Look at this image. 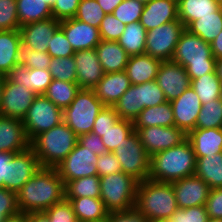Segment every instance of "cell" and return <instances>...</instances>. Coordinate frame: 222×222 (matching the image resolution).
<instances>
[{"instance_id": "1", "label": "cell", "mask_w": 222, "mask_h": 222, "mask_svg": "<svg viewBox=\"0 0 222 222\" xmlns=\"http://www.w3.org/2000/svg\"><path fill=\"white\" fill-rule=\"evenodd\" d=\"M19 212H41L65 199V184L56 168L41 167L16 192Z\"/></svg>"}, {"instance_id": "2", "label": "cell", "mask_w": 222, "mask_h": 222, "mask_svg": "<svg viewBox=\"0 0 222 222\" xmlns=\"http://www.w3.org/2000/svg\"><path fill=\"white\" fill-rule=\"evenodd\" d=\"M196 155L188 139L172 148L150 156L148 179L156 182L172 183L184 177L193 176Z\"/></svg>"}, {"instance_id": "3", "label": "cell", "mask_w": 222, "mask_h": 222, "mask_svg": "<svg viewBox=\"0 0 222 222\" xmlns=\"http://www.w3.org/2000/svg\"><path fill=\"white\" fill-rule=\"evenodd\" d=\"M135 207L148 222H159L173 217L179 209L172 183L146 179L138 182Z\"/></svg>"}, {"instance_id": "4", "label": "cell", "mask_w": 222, "mask_h": 222, "mask_svg": "<svg viewBox=\"0 0 222 222\" xmlns=\"http://www.w3.org/2000/svg\"><path fill=\"white\" fill-rule=\"evenodd\" d=\"M172 61L183 66L191 80L216 72V58L213 56L210 43L186 28L177 43Z\"/></svg>"}, {"instance_id": "5", "label": "cell", "mask_w": 222, "mask_h": 222, "mask_svg": "<svg viewBox=\"0 0 222 222\" xmlns=\"http://www.w3.org/2000/svg\"><path fill=\"white\" fill-rule=\"evenodd\" d=\"M78 136L62 121L59 125L37 135L30 148L41 167L55 168L74 149Z\"/></svg>"}, {"instance_id": "6", "label": "cell", "mask_w": 222, "mask_h": 222, "mask_svg": "<svg viewBox=\"0 0 222 222\" xmlns=\"http://www.w3.org/2000/svg\"><path fill=\"white\" fill-rule=\"evenodd\" d=\"M138 181L124 172L100 177V199L110 212L125 211L135 207Z\"/></svg>"}, {"instance_id": "7", "label": "cell", "mask_w": 222, "mask_h": 222, "mask_svg": "<svg viewBox=\"0 0 222 222\" xmlns=\"http://www.w3.org/2000/svg\"><path fill=\"white\" fill-rule=\"evenodd\" d=\"M103 107L93 89L80 88L70 105L63 110V121L77 136L90 133Z\"/></svg>"}, {"instance_id": "8", "label": "cell", "mask_w": 222, "mask_h": 222, "mask_svg": "<svg viewBox=\"0 0 222 222\" xmlns=\"http://www.w3.org/2000/svg\"><path fill=\"white\" fill-rule=\"evenodd\" d=\"M63 121V110L44 94L36 95L22 122L27 139L31 142L37 135L48 131Z\"/></svg>"}, {"instance_id": "9", "label": "cell", "mask_w": 222, "mask_h": 222, "mask_svg": "<svg viewBox=\"0 0 222 222\" xmlns=\"http://www.w3.org/2000/svg\"><path fill=\"white\" fill-rule=\"evenodd\" d=\"M113 153L120 162L122 172L132 176L138 182L148 179L150 155L135 130L116 147Z\"/></svg>"}, {"instance_id": "10", "label": "cell", "mask_w": 222, "mask_h": 222, "mask_svg": "<svg viewBox=\"0 0 222 222\" xmlns=\"http://www.w3.org/2000/svg\"><path fill=\"white\" fill-rule=\"evenodd\" d=\"M185 26L179 21H171L147 31L145 53L161 61H170Z\"/></svg>"}, {"instance_id": "11", "label": "cell", "mask_w": 222, "mask_h": 222, "mask_svg": "<svg viewBox=\"0 0 222 222\" xmlns=\"http://www.w3.org/2000/svg\"><path fill=\"white\" fill-rule=\"evenodd\" d=\"M97 161L98 155L77 142L74 149L55 168L66 184L78 178L98 175Z\"/></svg>"}, {"instance_id": "12", "label": "cell", "mask_w": 222, "mask_h": 222, "mask_svg": "<svg viewBox=\"0 0 222 222\" xmlns=\"http://www.w3.org/2000/svg\"><path fill=\"white\" fill-rule=\"evenodd\" d=\"M134 130L150 156L159 151L177 146L187 139V134L176 126H150L134 128Z\"/></svg>"}, {"instance_id": "13", "label": "cell", "mask_w": 222, "mask_h": 222, "mask_svg": "<svg viewBox=\"0 0 222 222\" xmlns=\"http://www.w3.org/2000/svg\"><path fill=\"white\" fill-rule=\"evenodd\" d=\"M37 94L5 77L2 89L0 115L23 120Z\"/></svg>"}, {"instance_id": "14", "label": "cell", "mask_w": 222, "mask_h": 222, "mask_svg": "<svg viewBox=\"0 0 222 222\" xmlns=\"http://www.w3.org/2000/svg\"><path fill=\"white\" fill-rule=\"evenodd\" d=\"M41 168L38 158L29 147L7 162L6 189L17 192Z\"/></svg>"}, {"instance_id": "15", "label": "cell", "mask_w": 222, "mask_h": 222, "mask_svg": "<svg viewBox=\"0 0 222 222\" xmlns=\"http://www.w3.org/2000/svg\"><path fill=\"white\" fill-rule=\"evenodd\" d=\"M156 81L169 102L191 86V79L185 68L172 60L161 62Z\"/></svg>"}, {"instance_id": "16", "label": "cell", "mask_w": 222, "mask_h": 222, "mask_svg": "<svg viewBox=\"0 0 222 222\" xmlns=\"http://www.w3.org/2000/svg\"><path fill=\"white\" fill-rule=\"evenodd\" d=\"M170 103L174 114L175 126L186 134L194 130L202 107L201 100L194 89L190 86Z\"/></svg>"}, {"instance_id": "17", "label": "cell", "mask_w": 222, "mask_h": 222, "mask_svg": "<svg viewBox=\"0 0 222 222\" xmlns=\"http://www.w3.org/2000/svg\"><path fill=\"white\" fill-rule=\"evenodd\" d=\"M179 209L205 205L210 186L195 175L172 182Z\"/></svg>"}, {"instance_id": "18", "label": "cell", "mask_w": 222, "mask_h": 222, "mask_svg": "<svg viewBox=\"0 0 222 222\" xmlns=\"http://www.w3.org/2000/svg\"><path fill=\"white\" fill-rule=\"evenodd\" d=\"M73 57L76 64V83L81 89H93L105 74L95 48L76 51Z\"/></svg>"}, {"instance_id": "19", "label": "cell", "mask_w": 222, "mask_h": 222, "mask_svg": "<svg viewBox=\"0 0 222 222\" xmlns=\"http://www.w3.org/2000/svg\"><path fill=\"white\" fill-rule=\"evenodd\" d=\"M60 28L75 52L94 49L101 41L98 28L76 18L60 21Z\"/></svg>"}, {"instance_id": "20", "label": "cell", "mask_w": 222, "mask_h": 222, "mask_svg": "<svg viewBox=\"0 0 222 222\" xmlns=\"http://www.w3.org/2000/svg\"><path fill=\"white\" fill-rule=\"evenodd\" d=\"M60 27V21L52 18L32 22L20 27L21 40L27 43L32 50L47 52L49 42L56 30Z\"/></svg>"}, {"instance_id": "21", "label": "cell", "mask_w": 222, "mask_h": 222, "mask_svg": "<svg viewBox=\"0 0 222 222\" xmlns=\"http://www.w3.org/2000/svg\"><path fill=\"white\" fill-rule=\"evenodd\" d=\"M29 147L22 120L0 115V152L17 154Z\"/></svg>"}, {"instance_id": "22", "label": "cell", "mask_w": 222, "mask_h": 222, "mask_svg": "<svg viewBox=\"0 0 222 222\" xmlns=\"http://www.w3.org/2000/svg\"><path fill=\"white\" fill-rule=\"evenodd\" d=\"M176 20H179L177 0H150L143 7L140 23L149 31Z\"/></svg>"}, {"instance_id": "23", "label": "cell", "mask_w": 222, "mask_h": 222, "mask_svg": "<svg viewBox=\"0 0 222 222\" xmlns=\"http://www.w3.org/2000/svg\"><path fill=\"white\" fill-rule=\"evenodd\" d=\"M130 86L127 73L120 71L105 73L93 90L104 106L113 107Z\"/></svg>"}, {"instance_id": "24", "label": "cell", "mask_w": 222, "mask_h": 222, "mask_svg": "<svg viewBox=\"0 0 222 222\" xmlns=\"http://www.w3.org/2000/svg\"><path fill=\"white\" fill-rule=\"evenodd\" d=\"M11 82L24 85L37 95L44 94L52 82L48 69H29L26 65L16 64L6 76Z\"/></svg>"}, {"instance_id": "25", "label": "cell", "mask_w": 222, "mask_h": 222, "mask_svg": "<svg viewBox=\"0 0 222 222\" xmlns=\"http://www.w3.org/2000/svg\"><path fill=\"white\" fill-rule=\"evenodd\" d=\"M161 60L146 53L130 56L125 72L131 85L142 84L156 80Z\"/></svg>"}, {"instance_id": "26", "label": "cell", "mask_w": 222, "mask_h": 222, "mask_svg": "<svg viewBox=\"0 0 222 222\" xmlns=\"http://www.w3.org/2000/svg\"><path fill=\"white\" fill-rule=\"evenodd\" d=\"M196 158L222 152V128H195L187 134Z\"/></svg>"}, {"instance_id": "27", "label": "cell", "mask_w": 222, "mask_h": 222, "mask_svg": "<svg viewBox=\"0 0 222 222\" xmlns=\"http://www.w3.org/2000/svg\"><path fill=\"white\" fill-rule=\"evenodd\" d=\"M95 50L105 73L125 71L130 56L117 41L101 40Z\"/></svg>"}, {"instance_id": "28", "label": "cell", "mask_w": 222, "mask_h": 222, "mask_svg": "<svg viewBox=\"0 0 222 222\" xmlns=\"http://www.w3.org/2000/svg\"><path fill=\"white\" fill-rule=\"evenodd\" d=\"M65 199L71 203L77 221L105 222L108 217L109 212L100 198L80 197Z\"/></svg>"}, {"instance_id": "29", "label": "cell", "mask_w": 222, "mask_h": 222, "mask_svg": "<svg viewBox=\"0 0 222 222\" xmlns=\"http://www.w3.org/2000/svg\"><path fill=\"white\" fill-rule=\"evenodd\" d=\"M150 126H175L174 114L169 101L144 108L133 121L134 128H146Z\"/></svg>"}, {"instance_id": "30", "label": "cell", "mask_w": 222, "mask_h": 222, "mask_svg": "<svg viewBox=\"0 0 222 222\" xmlns=\"http://www.w3.org/2000/svg\"><path fill=\"white\" fill-rule=\"evenodd\" d=\"M219 7L215 0H179V21L187 28L202 16L216 15V10Z\"/></svg>"}, {"instance_id": "31", "label": "cell", "mask_w": 222, "mask_h": 222, "mask_svg": "<svg viewBox=\"0 0 222 222\" xmlns=\"http://www.w3.org/2000/svg\"><path fill=\"white\" fill-rule=\"evenodd\" d=\"M20 41L19 30L0 31V75L6 77L17 64Z\"/></svg>"}, {"instance_id": "32", "label": "cell", "mask_w": 222, "mask_h": 222, "mask_svg": "<svg viewBox=\"0 0 222 222\" xmlns=\"http://www.w3.org/2000/svg\"><path fill=\"white\" fill-rule=\"evenodd\" d=\"M196 159L194 175L200 177L211 189L222 188V152Z\"/></svg>"}, {"instance_id": "33", "label": "cell", "mask_w": 222, "mask_h": 222, "mask_svg": "<svg viewBox=\"0 0 222 222\" xmlns=\"http://www.w3.org/2000/svg\"><path fill=\"white\" fill-rule=\"evenodd\" d=\"M146 38L147 31L138 21L127 24L117 42L129 56H136L145 53Z\"/></svg>"}, {"instance_id": "34", "label": "cell", "mask_w": 222, "mask_h": 222, "mask_svg": "<svg viewBox=\"0 0 222 222\" xmlns=\"http://www.w3.org/2000/svg\"><path fill=\"white\" fill-rule=\"evenodd\" d=\"M17 14L20 27L52 18V9L46 0H16Z\"/></svg>"}, {"instance_id": "35", "label": "cell", "mask_w": 222, "mask_h": 222, "mask_svg": "<svg viewBox=\"0 0 222 222\" xmlns=\"http://www.w3.org/2000/svg\"><path fill=\"white\" fill-rule=\"evenodd\" d=\"M186 29L211 44L222 31V7L216 10V15L202 16Z\"/></svg>"}, {"instance_id": "36", "label": "cell", "mask_w": 222, "mask_h": 222, "mask_svg": "<svg viewBox=\"0 0 222 222\" xmlns=\"http://www.w3.org/2000/svg\"><path fill=\"white\" fill-rule=\"evenodd\" d=\"M79 90L80 87L76 82L52 79L44 95L57 107L64 110L70 105Z\"/></svg>"}, {"instance_id": "37", "label": "cell", "mask_w": 222, "mask_h": 222, "mask_svg": "<svg viewBox=\"0 0 222 222\" xmlns=\"http://www.w3.org/2000/svg\"><path fill=\"white\" fill-rule=\"evenodd\" d=\"M191 87L199 96L202 104L222 98L221 80L216 72L192 79Z\"/></svg>"}, {"instance_id": "38", "label": "cell", "mask_w": 222, "mask_h": 222, "mask_svg": "<svg viewBox=\"0 0 222 222\" xmlns=\"http://www.w3.org/2000/svg\"><path fill=\"white\" fill-rule=\"evenodd\" d=\"M100 198V177L98 175L78 178L65 184V198Z\"/></svg>"}, {"instance_id": "39", "label": "cell", "mask_w": 222, "mask_h": 222, "mask_svg": "<svg viewBox=\"0 0 222 222\" xmlns=\"http://www.w3.org/2000/svg\"><path fill=\"white\" fill-rule=\"evenodd\" d=\"M195 128H222V98L202 104Z\"/></svg>"}, {"instance_id": "40", "label": "cell", "mask_w": 222, "mask_h": 222, "mask_svg": "<svg viewBox=\"0 0 222 222\" xmlns=\"http://www.w3.org/2000/svg\"><path fill=\"white\" fill-rule=\"evenodd\" d=\"M134 131L133 121L119 119L112 128L99 133L108 152H113Z\"/></svg>"}, {"instance_id": "41", "label": "cell", "mask_w": 222, "mask_h": 222, "mask_svg": "<svg viewBox=\"0 0 222 222\" xmlns=\"http://www.w3.org/2000/svg\"><path fill=\"white\" fill-rule=\"evenodd\" d=\"M52 57L47 52H38L22 40L19 43L17 64L26 65L29 69H48Z\"/></svg>"}, {"instance_id": "42", "label": "cell", "mask_w": 222, "mask_h": 222, "mask_svg": "<svg viewBox=\"0 0 222 222\" xmlns=\"http://www.w3.org/2000/svg\"><path fill=\"white\" fill-rule=\"evenodd\" d=\"M113 107L119 118L134 121L143 110L141 106H138L137 85H131Z\"/></svg>"}, {"instance_id": "43", "label": "cell", "mask_w": 222, "mask_h": 222, "mask_svg": "<svg viewBox=\"0 0 222 222\" xmlns=\"http://www.w3.org/2000/svg\"><path fill=\"white\" fill-rule=\"evenodd\" d=\"M138 106L143 109L156 106L166 102L164 92L157 84L156 80L137 84Z\"/></svg>"}, {"instance_id": "44", "label": "cell", "mask_w": 222, "mask_h": 222, "mask_svg": "<svg viewBox=\"0 0 222 222\" xmlns=\"http://www.w3.org/2000/svg\"><path fill=\"white\" fill-rule=\"evenodd\" d=\"M48 70L52 79L66 82H76L77 80L76 64L73 56L52 58Z\"/></svg>"}, {"instance_id": "45", "label": "cell", "mask_w": 222, "mask_h": 222, "mask_svg": "<svg viewBox=\"0 0 222 222\" xmlns=\"http://www.w3.org/2000/svg\"><path fill=\"white\" fill-rule=\"evenodd\" d=\"M105 13L97 3V0H80L77 12L74 18L87 23L90 26L99 28Z\"/></svg>"}, {"instance_id": "46", "label": "cell", "mask_w": 222, "mask_h": 222, "mask_svg": "<svg viewBox=\"0 0 222 222\" xmlns=\"http://www.w3.org/2000/svg\"><path fill=\"white\" fill-rule=\"evenodd\" d=\"M143 7L144 5L140 2L123 0L112 14L123 24L127 25L140 21Z\"/></svg>"}, {"instance_id": "47", "label": "cell", "mask_w": 222, "mask_h": 222, "mask_svg": "<svg viewBox=\"0 0 222 222\" xmlns=\"http://www.w3.org/2000/svg\"><path fill=\"white\" fill-rule=\"evenodd\" d=\"M19 29L16 0H0V31Z\"/></svg>"}, {"instance_id": "48", "label": "cell", "mask_w": 222, "mask_h": 222, "mask_svg": "<svg viewBox=\"0 0 222 222\" xmlns=\"http://www.w3.org/2000/svg\"><path fill=\"white\" fill-rule=\"evenodd\" d=\"M125 24L119 21L112 13L106 14L99 26L101 40L117 41L125 30Z\"/></svg>"}, {"instance_id": "49", "label": "cell", "mask_w": 222, "mask_h": 222, "mask_svg": "<svg viewBox=\"0 0 222 222\" xmlns=\"http://www.w3.org/2000/svg\"><path fill=\"white\" fill-rule=\"evenodd\" d=\"M47 53L52 58H59V57L66 58L74 56L75 51L73 50V47L67 40L63 30L60 27L56 30V32L52 36V40L49 42Z\"/></svg>"}, {"instance_id": "50", "label": "cell", "mask_w": 222, "mask_h": 222, "mask_svg": "<svg viewBox=\"0 0 222 222\" xmlns=\"http://www.w3.org/2000/svg\"><path fill=\"white\" fill-rule=\"evenodd\" d=\"M43 212L48 216L50 222H76L73 207L66 199Z\"/></svg>"}, {"instance_id": "51", "label": "cell", "mask_w": 222, "mask_h": 222, "mask_svg": "<svg viewBox=\"0 0 222 222\" xmlns=\"http://www.w3.org/2000/svg\"><path fill=\"white\" fill-rule=\"evenodd\" d=\"M119 119L114 107L104 106L94 121L92 132L96 135L104 133L112 128Z\"/></svg>"}, {"instance_id": "52", "label": "cell", "mask_w": 222, "mask_h": 222, "mask_svg": "<svg viewBox=\"0 0 222 222\" xmlns=\"http://www.w3.org/2000/svg\"><path fill=\"white\" fill-rule=\"evenodd\" d=\"M177 222H207L205 205L178 209L172 217Z\"/></svg>"}, {"instance_id": "53", "label": "cell", "mask_w": 222, "mask_h": 222, "mask_svg": "<svg viewBox=\"0 0 222 222\" xmlns=\"http://www.w3.org/2000/svg\"><path fill=\"white\" fill-rule=\"evenodd\" d=\"M18 212L16 192L0 188V222Z\"/></svg>"}, {"instance_id": "54", "label": "cell", "mask_w": 222, "mask_h": 222, "mask_svg": "<svg viewBox=\"0 0 222 222\" xmlns=\"http://www.w3.org/2000/svg\"><path fill=\"white\" fill-rule=\"evenodd\" d=\"M80 0H56L52 9V16L58 21L74 18Z\"/></svg>"}, {"instance_id": "55", "label": "cell", "mask_w": 222, "mask_h": 222, "mask_svg": "<svg viewBox=\"0 0 222 222\" xmlns=\"http://www.w3.org/2000/svg\"><path fill=\"white\" fill-rule=\"evenodd\" d=\"M96 168L99 177L122 171L120 162L113 152H107L99 155Z\"/></svg>"}, {"instance_id": "56", "label": "cell", "mask_w": 222, "mask_h": 222, "mask_svg": "<svg viewBox=\"0 0 222 222\" xmlns=\"http://www.w3.org/2000/svg\"><path fill=\"white\" fill-rule=\"evenodd\" d=\"M208 217L222 219V188L210 190V194L205 203Z\"/></svg>"}, {"instance_id": "57", "label": "cell", "mask_w": 222, "mask_h": 222, "mask_svg": "<svg viewBox=\"0 0 222 222\" xmlns=\"http://www.w3.org/2000/svg\"><path fill=\"white\" fill-rule=\"evenodd\" d=\"M105 222H148L146 217L136 208L125 211L110 212Z\"/></svg>"}, {"instance_id": "58", "label": "cell", "mask_w": 222, "mask_h": 222, "mask_svg": "<svg viewBox=\"0 0 222 222\" xmlns=\"http://www.w3.org/2000/svg\"><path fill=\"white\" fill-rule=\"evenodd\" d=\"M78 143L98 156L108 152L101 137L93 132L78 136Z\"/></svg>"}, {"instance_id": "59", "label": "cell", "mask_w": 222, "mask_h": 222, "mask_svg": "<svg viewBox=\"0 0 222 222\" xmlns=\"http://www.w3.org/2000/svg\"><path fill=\"white\" fill-rule=\"evenodd\" d=\"M16 153L0 152V188L6 189V171L7 162H9Z\"/></svg>"}, {"instance_id": "60", "label": "cell", "mask_w": 222, "mask_h": 222, "mask_svg": "<svg viewBox=\"0 0 222 222\" xmlns=\"http://www.w3.org/2000/svg\"><path fill=\"white\" fill-rule=\"evenodd\" d=\"M122 1L123 0H97V3L100 5L105 14H111Z\"/></svg>"}, {"instance_id": "61", "label": "cell", "mask_w": 222, "mask_h": 222, "mask_svg": "<svg viewBox=\"0 0 222 222\" xmlns=\"http://www.w3.org/2000/svg\"><path fill=\"white\" fill-rule=\"evenodd\" d=\"M213 56L216 59L222 58V31L210 44Z\"/></svg>"}, {"instance_id": "62", "label": "cell", "mask_w": 222, "mask_h": 222, "mask_svg": "<svg viewBox=\"0 0 222 222\" xmlns=\"http://www.w3.org/2000/svg\"><path fill=\"white\" fill-rule=\"evenodd\" d=\"M29 222H50L48 216L43 212H29Z\"/></svg>"}, {"instance_id": "63", "label": "cell", "mask_w": 222, "mask_h": 222, "mask_svg": "<svg viewBox=\"0 0 222 222\" xmlns=\"http://www.w3.org/2000/svg\"><path fill=\"white\" fill-rule=\"evenodd\" d=\"M3 222H29L28 213L18 212L15 215L5 218Z\"/></svg>"}, {"instance_id": "64", "label": "cell", "mask_w": 222, "mask_h": 222, "mask_svg": "<svg viewBox=\"0 0 222 222\" xmlns=\"http://www.w3.org/2000/svg\"><path fill=\"white\" fill-rule=\"evenodd\" d=\"M218 78L222 81V58L216 59V69Z\"/></svg>"}, {"instance_id": "65", "label": "cell", "mask_w": 222, "mask_h": 222, "mask_svg": "<svg viewBox=\"0 0 222 222\" xmlns=\"http://www.w3.org/2000/svg\"><path fill=\"white\" fill-rule=\"evenodd\" d=\"M5 76L0 75V106H1V97H2V89L4 85Z\"/></svg>"}, {"instance_id": "66", "label": "cell", "mask_w": 222, "mask_h": 222, "mask_svg": "<svg viewBox=\"0 0 222 222\" xmlns=\"http://www.w3.org/2000/svg\"><path fill=\"white\" fill-rule=\"evenodd\" d=\"M56 0H46V4L52 8L55 5Z\"/></svg>"}, {"instance_id": "67", "label": "cell", "mask_w": 222, "mask_h": 222, "mask_svg": "<svg viewBox=\"0 0 222 222\" xmlns=\"http://www.w3.org/2000/svg\"><path fill=\"white\" fill-rule=\"evenodd\" d=\"M207 222H222V219L209 217Z\"/></svg>"}, {"instance_id": "68", "label": "cell", "mask_w": 222, "mask_h": 222, "mask_svg": "<svg viewBox=\"0 0 222 222\" xmlns=\"http://www.w3.org/2000/svg\"><path fill=\"white\" fill-rule=\"evenodd\" d=\"M159 222H177L176 220H174L173 218H169V219H165Z\"/></svg>"}, {"instance_id": "69", "label": "cell", "mask_w": 222, "mask_h": 222, "mask_svg": "<svg viewBox=\"0 0 222 222\" xmlns=\"http://www.w3.org/2000/svg\"><path fill=\"white\" fill-rule=\"evenodd\" d=\"M134 1L140 2L143 5H146L150 0H134Z\"/></svg>"}, {"instance_id": "70", "label": "cell", "mask_w": 222, "mask_h": 222, "mask_svg": "<svg viewBox=\"0 0 222 222\" xmlns=\"http://www.w3.org/2000/svg\"><path fill=\"white\" fill-rule=\"evenodd\" d=\"M215 1H216V3H217L219 6L222 7V0H215Z\"/></svg>"}]
</instances>
